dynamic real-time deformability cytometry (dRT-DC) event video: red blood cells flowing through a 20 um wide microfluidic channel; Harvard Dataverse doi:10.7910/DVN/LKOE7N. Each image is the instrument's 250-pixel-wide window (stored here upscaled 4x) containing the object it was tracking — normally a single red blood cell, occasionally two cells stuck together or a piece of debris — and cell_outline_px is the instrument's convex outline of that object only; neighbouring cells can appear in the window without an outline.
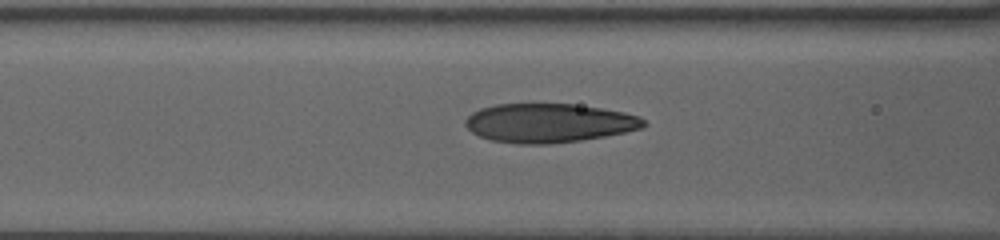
{"species": "human", "species_latin": "Homo sapiens", "temperature_condition": "warm", "stored_images_in_passage": 36, "camera_frame_rate_fps": 3000, "um_per_image_px": 0.085, "donor": {"sex": "female"}, "frame": {"image": 1, "passage_image": 12, "time_ms": 4.0, "image_size_px": [1000, 240], "cell_outline_px": [[648, 124], [640, 128], [624, 132], [604, 136], [580, 140], [548, 144], [520, 144], [492, 140], [480, 136], [472, 132], [464, 124], [464, 120], [472, 112], [480, 108], [496, 104], [572, 104], [600, 108], [624, 112], [640, 116]], "centroid_in_image_um": [46.64, 10.45], "position_along_channel_um": 120.0, "area_um2": 40.34}}
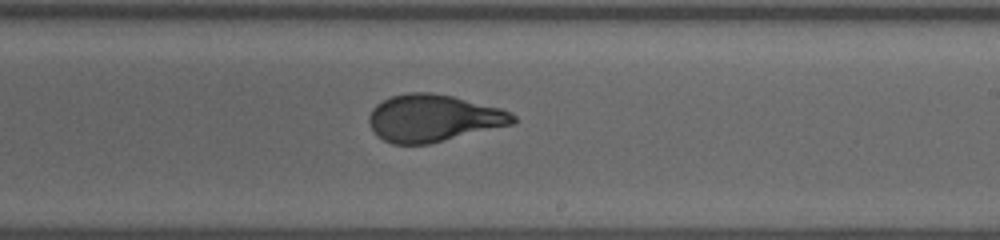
{"frame": {"image": 2, "passage_image": 22, "time_ms": 8.0, "image_size_px": [1000, 240], "cell_outline_px": [[516, 124], [428, 144], [392, 144], [384, 140], [368, 124], [368, 116], [372, 108], [376, 104], [392, 96], [408, 92], [432, 92], [452, 96], [500, 108], [512, 112], [516, 116]], "centroid_in_image_um": [36.86, 10.04], "position_along_channel_um": 252.1, "area_um2": 39.65}}
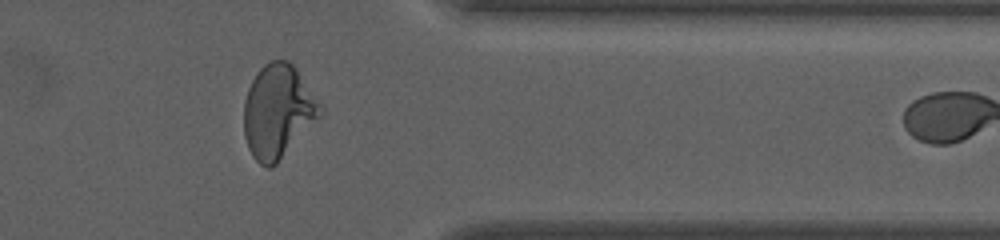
{"frame": {"image": 3, "passage_image": 33, "time_ms": 12.333, "image_size_px": [1000, 240], "cell_outline_px": [[324, 112], [276, 164], [272, 168], [268, 168], [260, 164], [252, 156], [248, 148], [244, 136], [244, 100], [248, 88], [256, 72], [264, 64], [272, 60], [288, 60], [296, 68], [324, 108]], "centroid_in_image_um": [23.61, 9.46], "position_along_channel_um": 387.8, "area_um2": 41.56}, "authors_computed_cell_mechanics": {"area_um2": 40.1999, "velocity_mm_per_s": 3.3072, "shape_relaxation_time_tau1_ms": 5.9933, "shape_relaxation_time_tau2_ms": 0.8752, "deformation_change_tau1": 0.2505, "deformation_change_tau2": 0.0786}}